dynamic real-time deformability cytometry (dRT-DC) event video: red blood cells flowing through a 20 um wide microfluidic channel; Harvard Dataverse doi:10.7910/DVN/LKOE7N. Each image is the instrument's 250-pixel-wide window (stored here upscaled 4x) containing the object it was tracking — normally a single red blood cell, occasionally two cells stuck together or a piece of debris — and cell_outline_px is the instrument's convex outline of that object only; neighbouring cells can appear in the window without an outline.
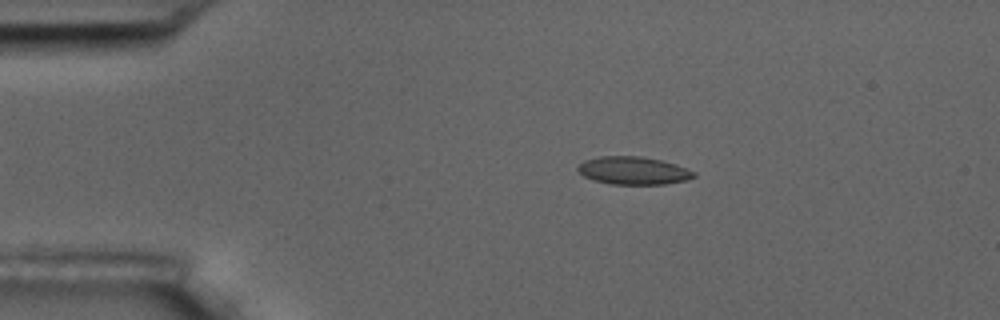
{"species": "common noctule bat (a hibernating species)", "species_latin": "Nyctalus noctula", "temperature_condition": "room temperature", "stored_images_in_passage": 4, "camera_frame_rate_fps": 3000, "um_per_image_px": 0.085, "animal": {"sex": "male", "body_mass_g": 17.5, "forearm_length_mm": 52.3}, "frame": {"image": 1, "passage_image": 2, "time_ms": 1.333, "image_size_px": [1000, 320], "cell_outline_px": [[696, 176], [688, 180], [664, 184], [612, 184], [592, 180], [584, 176], [576, 168], [584, 160], [600, 156], [640, 156], [660, 160], [676, 164], [696, 172]], "centroid_in_image_um": [53.85, 14.5], "position_along_channel_um": 31.2, "area_um2": 18.84}}